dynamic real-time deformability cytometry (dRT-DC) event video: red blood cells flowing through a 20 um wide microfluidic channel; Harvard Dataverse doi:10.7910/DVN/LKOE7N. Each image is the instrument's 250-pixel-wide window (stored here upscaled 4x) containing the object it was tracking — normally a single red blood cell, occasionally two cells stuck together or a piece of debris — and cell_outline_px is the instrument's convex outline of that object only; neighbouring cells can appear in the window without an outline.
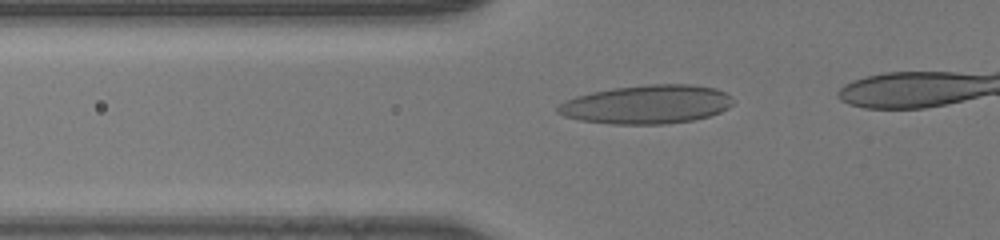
{"species": "human", "species_latin": "Homo sapiens", "temperature_condition": "room temperature", "stored_images_in_passage": 36, "camera_frame_rate_fps": 3000, "um_per_image_px": 0.085, "donor": {"sex": "male"}, "frame": {"image": 1, "passage_image": 13, "time_ms": 4.0, "image_size_px": [1000, 240], "cell_outline_px": [[736, 100], [728, 108], [720, 112], [708, 116], [692, 120], [664, 124], [612, 124], [580, 120], [564, 116], [556, 112], [556, 108], [564, 100], [576, 96], [592, 92], [612, 88], [648, 84], [692, 84], [716, 88], [732, 96]], "centroid_in_image_um": [54.99, 8.87], "position_along_channel_um": 70.8, "area_um2": 39.77}}
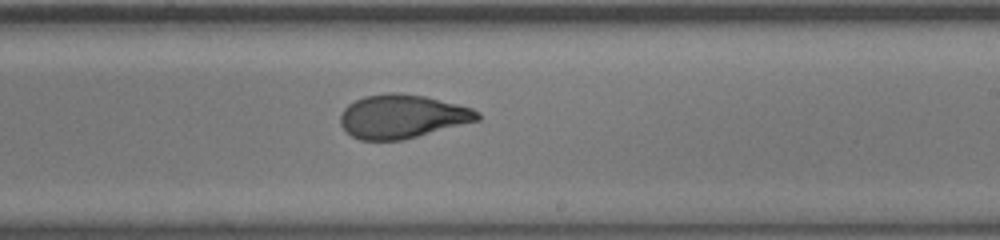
{"frame": {"image": 2, "passage_image": 26, "time_ms": 8.333, "image_size_px": [1000, 240], "cell_outline_px": [[480, 120], [404, 140], [360, 140], [352, 136], [340, 124], [340, 116], [344, 108], [348, 104], [364, 96], [388, 92], [400, 92], [424, 96], [472, 108], [480, 112]], "centroid_in_image_um": [34.19, 9.9], "position_along_channel_um": 254.8, "area_um2": 34.97}}
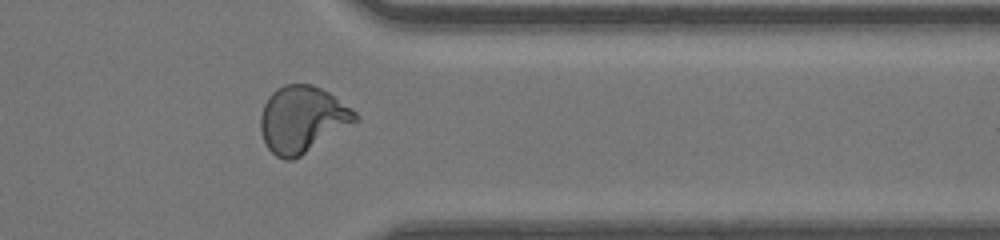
{"frame": {"image": 3, "passage_image": 35, "time_ms": 11.333, "image_size_px": [1000, 240], "cell_outline_px": [[360, 120], [300, 156], [292, 160], [284, 160], [276, 156], [268, 148], [260, 132], [260, 116], [264, 104], [268, 96], [276, 88], [284, 84], [312, 84], [328, 92], [352, 108], [360, 116]], "centroid_in_image_um": [25.7, 10.14], "position_along_channel_um": 385.7, "area_um2": 36.88}}